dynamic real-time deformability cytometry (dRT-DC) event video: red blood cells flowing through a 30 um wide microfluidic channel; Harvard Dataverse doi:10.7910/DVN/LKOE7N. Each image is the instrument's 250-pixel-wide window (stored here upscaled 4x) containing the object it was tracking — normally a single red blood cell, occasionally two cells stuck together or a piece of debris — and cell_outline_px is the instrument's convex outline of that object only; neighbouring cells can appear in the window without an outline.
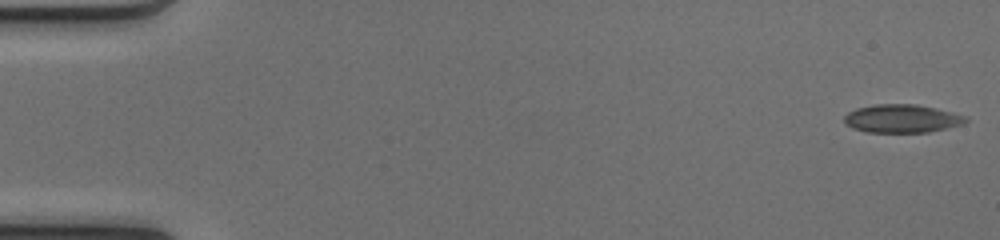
{"species": "common noctule bat (a hibernating species)", "species_latin": "Nyctalus noctula", "temperature_condition": "cold", "stored_images_in_passage": 50, "camera_frame_rate_fps": 3000, "um_per_image_px": 0.085, "animal": {"sex": "female", "body_mass_g": 17.0, "forearm_length_mm": 48.0}, "frame": {"image": 1, "passage_image": 1, "time_ms": 0.0, "image_size_px": [1000, 240], "cell_outline_px": [[968, 120], [964, 124], [948, 128], [928, 132], [864, 132], [852, 128], [844, 124], [844, 116], [848, 112], [856, 108], [876, 104], [916, 104], [936, 108], [968, 116]], "centroid_in_image_um": [76.67, 10.08], "position_along_channel_um": 8.3, "area_um2": 20.23}}
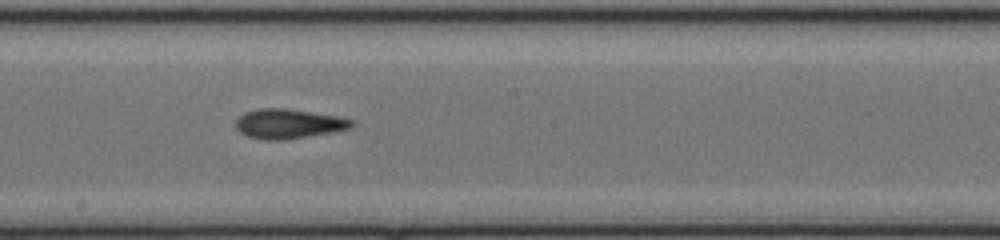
{"frame": {"image": 2, "passage_image": 28, "time_ms": 9.0, "image_size_px": [1000, 240], "cell_outline_px": [[356, 124], [352, 128], [332, 132], [284, 140], [264, 140], [248, 136], [240, 132], [236, 128], [236, 120], [244, 112], [256, 108], [284, 108], [340, 116], [356, 120]], "centroid_in_image_um": [24.57, 10.51], "position_along_channel_um": 223.6, "area_um2": 20.23}}
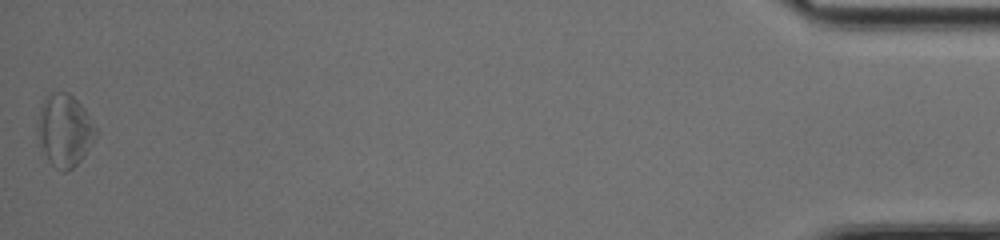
{"frame": {"image": 3, "passage_image": 50, "time_ms": 16.333, "image_size_px": [1000, 240], "cell_outline_px": [[96, 136], [80, 160], [72, 168], [64, 172], [56, 168], [48, 160], [40, 144], [36, 128], [36, 124], [40, 104], [44, 96], [48, 92], [68, 92], [84, 108], [96, 128]], "centroid_in_image_um": [5.44, 11.03], "position_along_channel_um": 429.8, "area_um2": 24.45}, "authors_computed_cell_mechanics": {"area_um2": 20.0566, "velocity_mm_per_s": 4.1324, "shape_relaxation_time_tau1_ms": 6.8177, "shape_relaxation_time_tau2_ms": 3.4449, "deformation_change_tau1": 0.1451, "deformation_change_tau2": 0.1199}}